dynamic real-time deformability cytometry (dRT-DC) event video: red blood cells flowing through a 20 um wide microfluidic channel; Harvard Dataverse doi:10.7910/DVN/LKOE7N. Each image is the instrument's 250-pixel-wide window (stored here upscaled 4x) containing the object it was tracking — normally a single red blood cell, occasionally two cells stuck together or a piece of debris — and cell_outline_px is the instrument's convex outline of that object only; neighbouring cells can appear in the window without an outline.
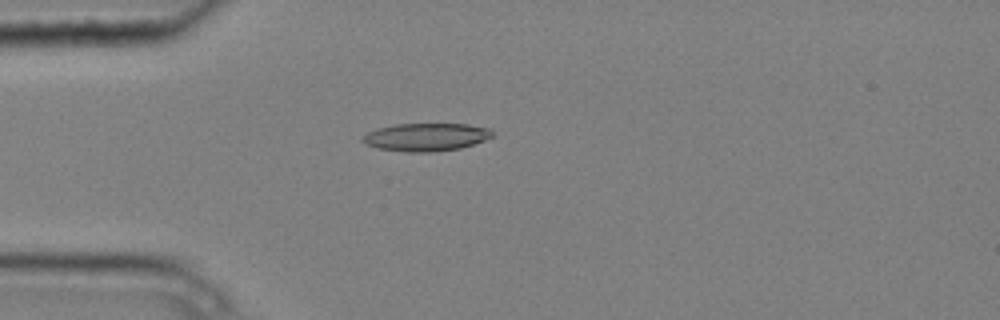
{"species": "common noctule bat (a hibernating species)", "species_latin": "Nyctalus noctula", "temperature_condition": "cold", "stored_images_in_passage": 1, "camera_frame_rate_fps": 3000, "um_per_image_px": 0.085, "animal": {"sex": "male", "body_mass_g": 20.4}, "frame": {"image": 1, "passage_image": 1, "time_ms": 0.0, "image_size_px": [1000, 320], "cell_outline_px": [[492, 136], [484, 140], [460, 148], [432, 152], [408, 152], [376, 148], [360, 140], [360, 136], [376, 128], [396, 124], [468, 124], [492, 128]], "centroid_in_image_um": [36.18, 11.64], "position_along_channel_um": 48.8, "area_um2": 21.15}}